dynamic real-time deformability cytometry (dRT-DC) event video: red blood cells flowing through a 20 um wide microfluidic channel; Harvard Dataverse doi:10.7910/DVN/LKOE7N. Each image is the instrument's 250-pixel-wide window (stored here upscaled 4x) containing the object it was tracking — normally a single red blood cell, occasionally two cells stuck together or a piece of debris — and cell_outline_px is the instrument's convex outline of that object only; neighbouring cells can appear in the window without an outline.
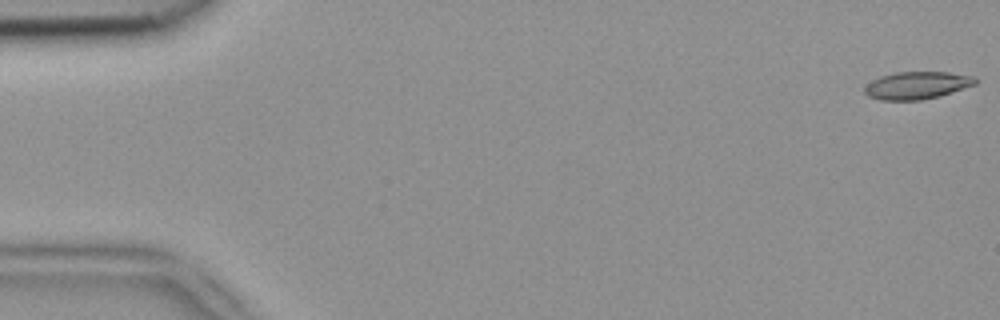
{"species": "common noctule bat (a hibernating species)", "species_latin": "Nyctalus noctula", "temperature_condition": "room temperature", "stored_images_in_passage": 52, "camera_frame_rate_fps": 3000, "um_per_image_px": 0.085, "animal": {"sex": "female", "body_mass_g": 18.4}, "frame": {"image": 1, "passage_image": 1, "time_ms": 0.0, "image_size_px": [1000, 320], "cell_outline_px": [[976, 84], [940, 96], [920, 100], [880, 100], [868, 96], [864, 92], [864, 88], [872, 80], [880, 76], [896, 72], [948, 72], [976, 76]], "centroid_in_image_um": [77.94, 7.25], "position_along_channel_um": 7.1, "area_um2": 17.74}}
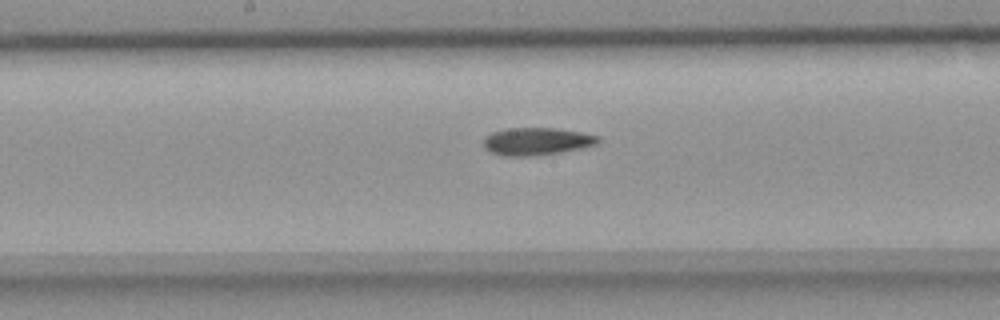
{"frame": {"image": 2, "passage_image": 27, "time_ms": 8.667, "image_size_px": [1000, 320], "cell_outline_px": [[600, 140], [596, 144], [580, 148], [540, 156], [504, 156], [492, 152], [484, 148], [484, 136], [492, 132], [508, 128], [552, 128], [580, 132], [600, 136]], "centroid_in_image_um": [45.59, 12.02], "position_along_channel_um": 202.6, "area_um2": 18.38}}
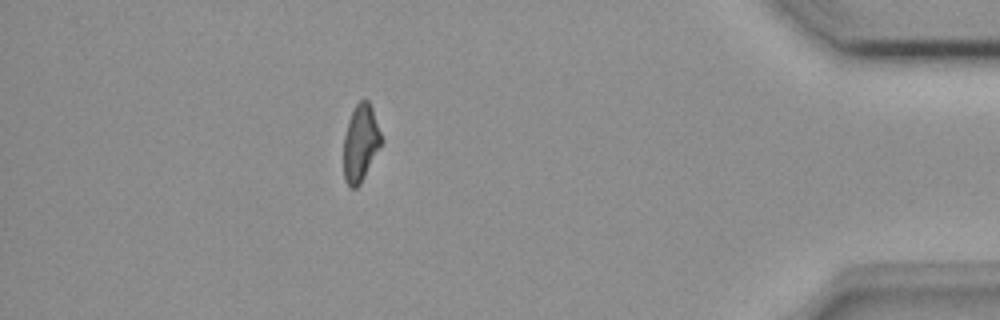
{"frame": {"image": 3, "passage_image": 46, "time_ms": 15.0, "image_size_px": [1000, 320], "cell_outline_px": [[384, 140], [360, 184], [356, 188], [348, 188], [344, 180], [344, 136], [348, 120], [356, 104], [360, 100], [368, 100], [372, 108]], "centroid_in_image_um": [30.65, 12.17], "position_along_channel_um": 404.5, "area_um2": 16.99}}